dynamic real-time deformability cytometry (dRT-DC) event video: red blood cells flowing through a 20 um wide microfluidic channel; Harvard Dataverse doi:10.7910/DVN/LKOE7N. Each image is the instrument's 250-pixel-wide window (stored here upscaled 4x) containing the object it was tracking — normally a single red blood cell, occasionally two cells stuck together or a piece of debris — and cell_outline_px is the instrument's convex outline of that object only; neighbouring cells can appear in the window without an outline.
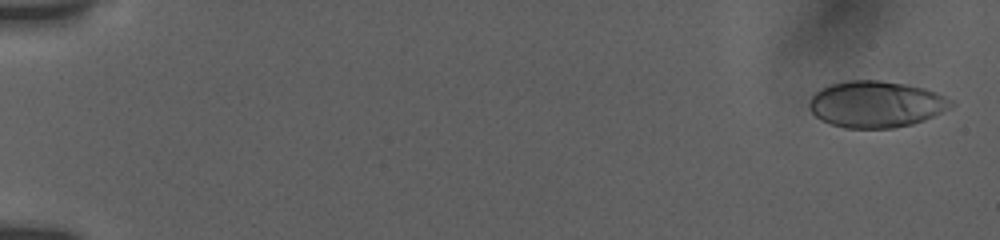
{"species": "human", "species_latin": "Homo sapiens", "temperature_condition": "room temperature", "stored_images_in_passage": 55, "camera_frame_rate_fps": 3000, "um_per_image_px": 0.085, "donor": {"sex": "female"}, "frame": {"image": 1, "passage_image": 2, "time_ms": 0.333, "image_size_px": [1000, 240], "cell_outline_px": [[956, 104], [952, 108], [924, 120], [912, 124], [896, 128], [844, 128], [820, 120], [808, 108], [808, 104], [812, 96], [820, 88], [832, 84], [848, 80], [880, 80], [904, 84], [924, 88], [936, 92], [952, 100]], "centroid_in_image_um": [74.48, 8.86], "position_along_channel_um": 10.5, "area_um2": 38.61}}
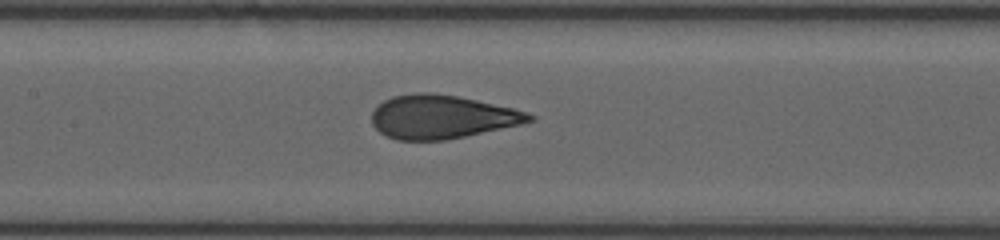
{"frame": {"image": 2, "passage_image": 28, "time_ms": 9.0, "image_size_px": [1000, 240], "cell_outline_px": [[536, 120], [520, 124], [464, 136], [444, 140], [396, 140], [380, 132], [372, 124], [372, 112], [384, 100], [392, 96], [416, 92], [432, 92], [460, 96], [512, 108], [528, 112], [536, 116]], "centroid_in_image_um": [37.55, 9.92], "position_along_channel_um": 169.8, "area_um2": 39.88}}
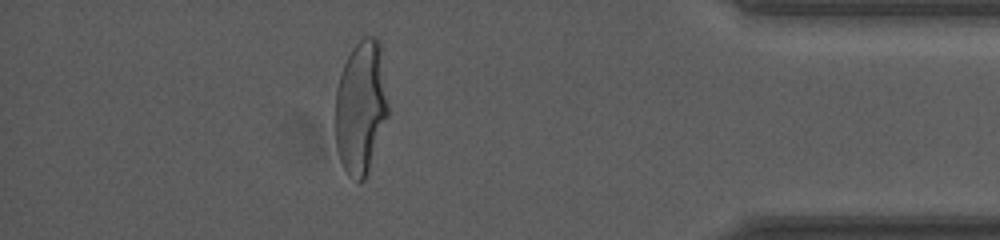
{"frame": {"image": 3, "passage_image": 49, "time_ms": 16.0, "image_size_px": [1000, 240], "cell_outline_px": [[388, 116], [368, 172], [364, 180], [360, 184], [348, 176], [340, 160], [336, 148], [336, 88], [340, 72], [352, 48], [364, 36], [376, 36], [380, 40], [388, 104]], "centroid_in_image_um": [30.68, 9.12], "position_along_channel_um": 404.5, "area_um2": 41.38}, "authors_computed_cell_mechanics": {"area_um2": 39.9398, "velocity_mm_per_s": 3.8326, "shape_relaxation_time_tau1_ms": 5.2461, "shape_relaxation_time_tau2_ms": null, "deformation_change_tau1": 0.211, "deformation_change_tau2": null}}